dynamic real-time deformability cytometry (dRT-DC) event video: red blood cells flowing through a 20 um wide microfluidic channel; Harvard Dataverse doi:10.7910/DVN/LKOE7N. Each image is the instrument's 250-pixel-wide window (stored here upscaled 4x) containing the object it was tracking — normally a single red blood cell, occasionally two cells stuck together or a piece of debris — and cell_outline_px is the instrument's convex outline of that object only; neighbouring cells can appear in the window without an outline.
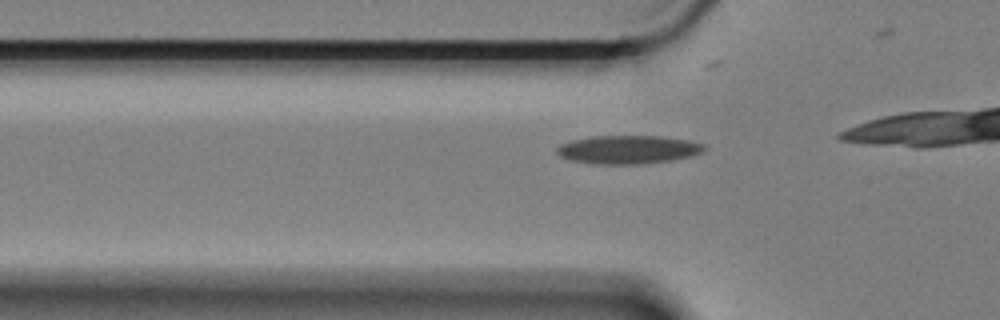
{"species": "Egyptian fruit bat (a non-hibernating species)", "species_latin": "Rousettus aegyptiacus", "temperature_condition": "cold", "stored_images_in_passage": 10, "camera_frame_rate_fps": 3000, "um_per_image_px": 0.085, "animal": {"sex": "female"}, "frame": {"image": 1, "passage_image": 4, "time_ms": 1.0, "image_size_px": [1000, 320], "cell_outline_px": [[708, 148], [704, 152], [692, 156], [672, 160], [640, 164], [592, 164], [568, 160], [560, 156], [556, 152], [556, 148], [560, 144], [572, 140], [592, 136], [660, 136], [692, 140], [704, 144]], "centroid_in_image_um": [53.42, 12.71], "position_along_channel_um": 72.4, "area_um2": 24.8}}
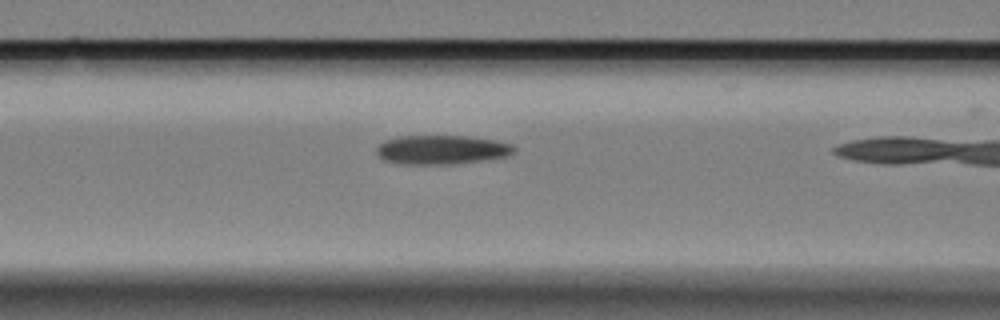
{"frame": {"image": 2, "passage_image": 9, "time_ms": 2.667, "image_size_px": [1000, 320], "cell_outline_px": [[516, 152], [508, 156], [484, 160], [452, 164], [396, 164], [384, 160], [376, 152], [376, 148], [384, 140], [400, 136], [464, 136], [492, 140], [512, 144], [516, 148]], "centroid_in_image_um": [37.53, 12.73], "position_along_channel_um": 129.1, "area_um2": 23.35}}